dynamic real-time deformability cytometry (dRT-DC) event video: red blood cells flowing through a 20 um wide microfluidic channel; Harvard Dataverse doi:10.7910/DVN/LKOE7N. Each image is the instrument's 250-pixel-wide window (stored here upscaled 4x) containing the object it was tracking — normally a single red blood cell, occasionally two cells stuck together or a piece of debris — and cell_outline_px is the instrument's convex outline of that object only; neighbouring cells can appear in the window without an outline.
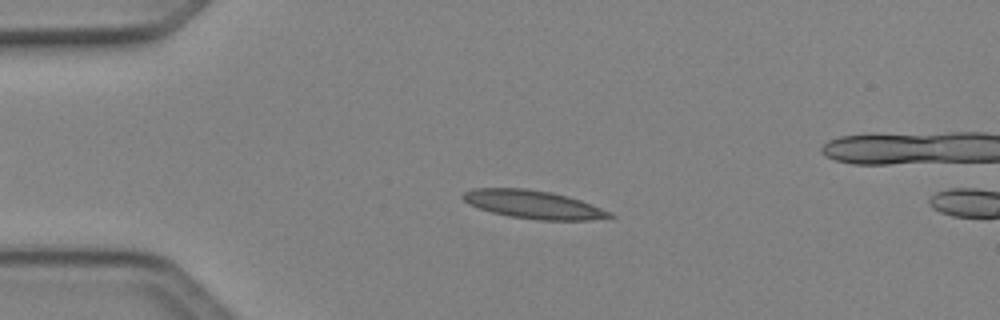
{"species": "Egyptian fruit bat (a non-hibernating species)", "species_latin": "Rousettus aegyptiacus", "temperature_condition": "cold", "stored_images_in_passage": 5, "camera_frame_rate_fps": 3000, "um_per_image_px": 0.085, "animal": {"sex": "female"}, "frame": {"image": 1, "passage_image": 2, "time_ms": 0.333, "image_size_px": [1000, 320], "cell_outline_px": [[616, 216], [588, 220], [540, 220], [508, 216], [492, 212], [468, 204], [460, 196], [464, 192], [472, 188], [524, 188], [552, 192], [580, 200], [612, 212]], "centroid_in_image_um": [45.31, 17.38], "position_along_channel_um": 39.7, "area_um2": 24.04}}